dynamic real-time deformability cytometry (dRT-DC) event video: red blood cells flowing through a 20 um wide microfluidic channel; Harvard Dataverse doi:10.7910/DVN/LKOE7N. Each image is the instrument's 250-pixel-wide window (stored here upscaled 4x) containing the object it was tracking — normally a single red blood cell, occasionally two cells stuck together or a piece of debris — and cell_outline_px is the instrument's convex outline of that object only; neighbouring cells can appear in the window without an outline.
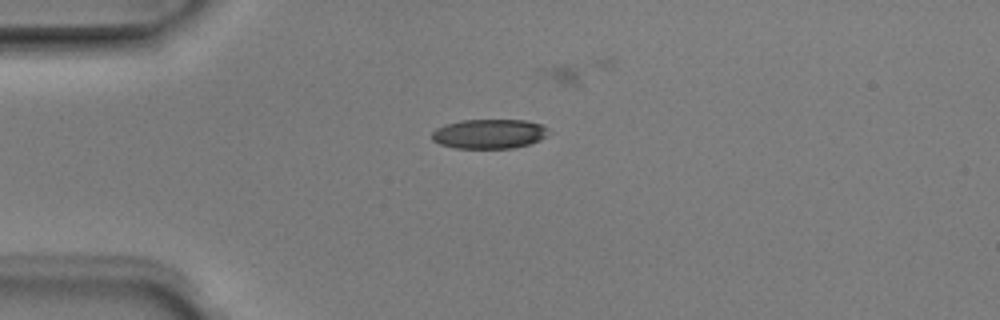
{"species": "Egyptian fruit bat (a non-hibernating species)", "species_latin": "Rousettus aegyptiacus", "temperature_condition": "room temperature", "stored_images_in_passage": 7, "camera_frame_rate_fps": 3000, "um_per_image_px": 0.085, "animal": {"sex": "male"}, "frame": {"image": 1, "passage_image": 2, "time_ms": 0.333, "image_size_px": [1000, 320], "cell_outline_px": [[552, 132], [548, 136], [540, 140], [528, 144], [512, 148], [456, 148], [440, 144], [432, 140], [432, 132], [436, 128], [460, 120], [524, 120], [540, 124], [548, 128]], "centroid_in_image_um": [41.62, 11.38], "position_along_channel_um": 43.4, "area_um2": 20.11}}
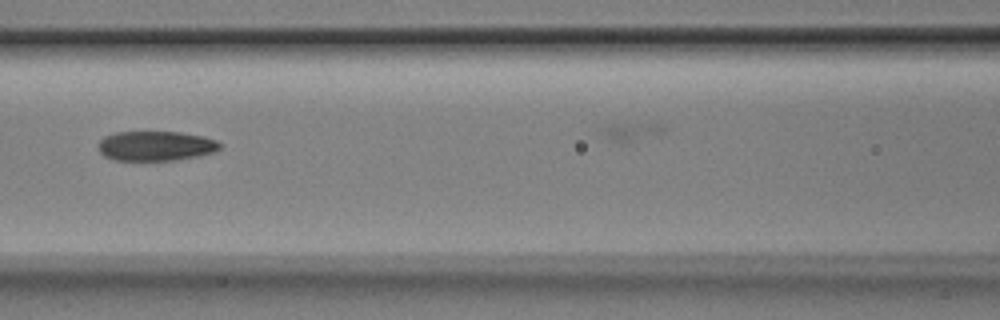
{"frame": {"image": 2, "passage_image": 5, "time_ms": 1.333, "image_size_px": [1000, 320], "cell_outline_px": [[224, 144], [220, 148], [212, 152], [200, 156], [176, 160], [112, 160], [104, 156], [100, 152], [100, 140], [104, 136], [116, 132], [180, 132], [204, 136], [216, 140]], "centroid_in_image_um": [13.27, 12.4], "position_along_channel_um": 153.3, "area_um2": 21.15}}
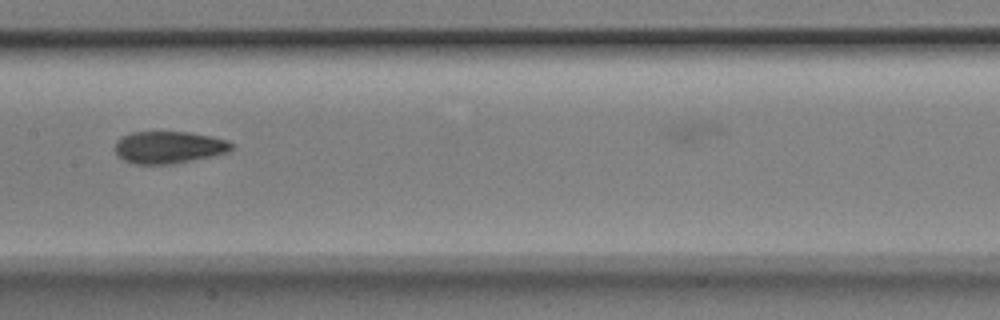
{"frame": {"image": 3, "passage_image": 6, "time_ms": 1.667, "image_size_px": [1000, 320], "cell_outline_px": [[232, 148], [228, 152], [212, 156], [176, 164], [132, 164], [124, 160], [116, 152], [116, 140], [120, 136], [132, 132], [188, 132], [212, 136], [228, 140], [232, 144]], "centroid_in_image_um": [14.35, 12.52], "position_along_channel_um": 193.0, "area_um2": 21.96}}